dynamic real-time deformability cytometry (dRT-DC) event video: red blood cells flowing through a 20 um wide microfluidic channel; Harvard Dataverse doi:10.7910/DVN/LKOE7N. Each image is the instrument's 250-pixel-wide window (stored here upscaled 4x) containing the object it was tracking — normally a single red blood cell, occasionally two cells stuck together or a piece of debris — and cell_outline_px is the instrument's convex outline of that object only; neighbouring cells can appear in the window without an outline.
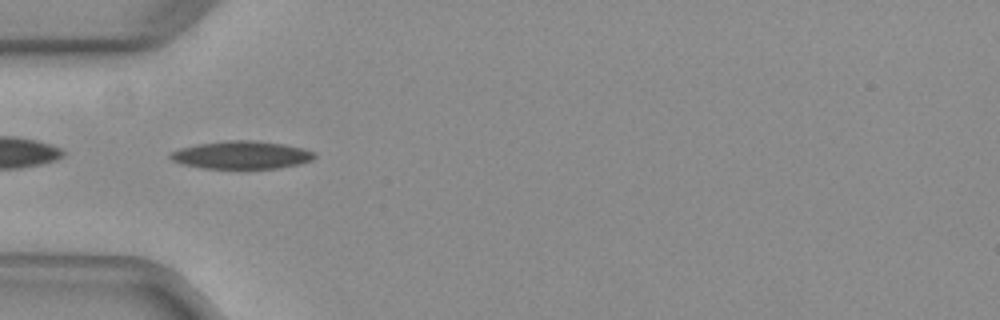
{"species": "common noctule bat (a hibernating species)", "species_latin": "Nyctalus noctula", "temperature_condition": "warm", "stored_images_in_passage": 17, "camera_frame_rate_fps": 3000, "um_per_image_px": 0.085, "animal": {"sex": "female", "body_mass_g": 29.2, "forearm_length_mm": 56.3}, "frame": {"image": 1, "passage_image": 7, "time_ms": 2.0, "image_size_px": [1000, 320], "cell_outline_px": [[316, 156], [312, 160], [300, 164], [276, 168], [200, 168], [180, 164], [172, 160], [168, 156], [172, 152], [180, 148], [196, 144], [228, 140], [252, 140], [280, 144], [304, 148], [316, 152]], "centroid_in_image_um": [20.52, 13.17], "position_along_channel_um": 64.5, "area_um2": 23.41}}